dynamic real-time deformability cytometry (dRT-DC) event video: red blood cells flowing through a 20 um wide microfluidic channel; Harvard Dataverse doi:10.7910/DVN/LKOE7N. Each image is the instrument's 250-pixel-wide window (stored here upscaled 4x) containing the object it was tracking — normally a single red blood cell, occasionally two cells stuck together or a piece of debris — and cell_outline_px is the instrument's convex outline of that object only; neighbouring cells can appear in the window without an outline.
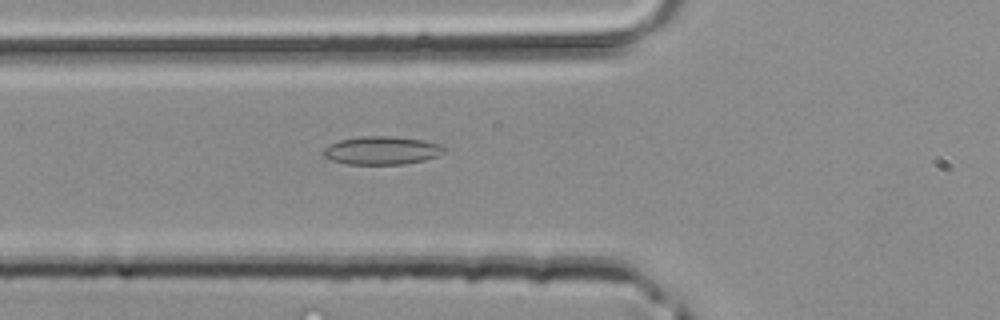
{"species": "common noctule bat (a hibernating species)", "species_latin": "Nyctalus noctula", "temperature_condition": "room temperature", "stored_images_in_passage": 32, "camera_frame_rate_fps": 3000, "um_per_image_px": 0.085, "animal": {"sex": "male", "body_mass_g": 20.4}, "frame": {"image": 1, "passage_image": 4, "time_ms": 1.0, "image_size_px": [1000, 320], "cell_outline_px": [[444, 152], [436, 156], [424, 160], [404, 164], [348, 164], [332, 160], [324, 156], [324, 148], [340, 140], [364, 136], [388, 136], [424, 140], [440, 144], [444, 148]], "centroid_in_image_um": [32.47, 12.79], "position_along_channel_um": 93.3, "area_um2": 19.54}}
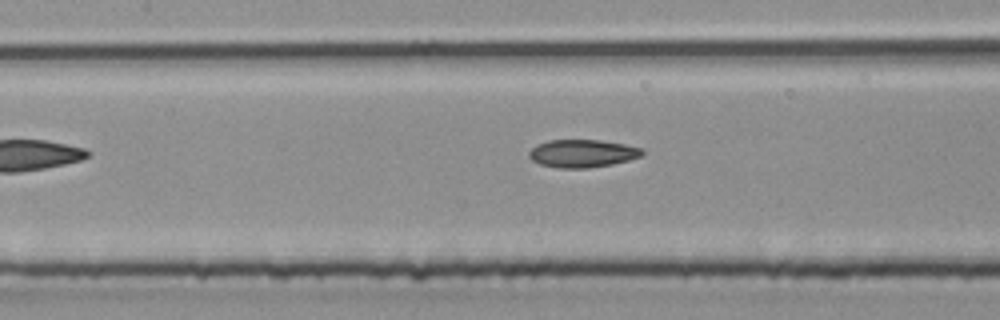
{"frame": {"image": 2, "passage_image": 8, "time_ms": 2.333, "image_size_px": [1000, 320], "cell_outline_px": [[644, 152], [640, 156], [628, 160], [612, 164], [588, 168], [556, 168], [540, 164], [532, 160], [528, 156], [528, 152], [536, 144], [548, 140], [600, 140], [624, 144], [640, 148]], "centroid_in_image_um": [49.45, 13.04], "position_along_channel_um": 158.0, "area_um2": 18.32}}
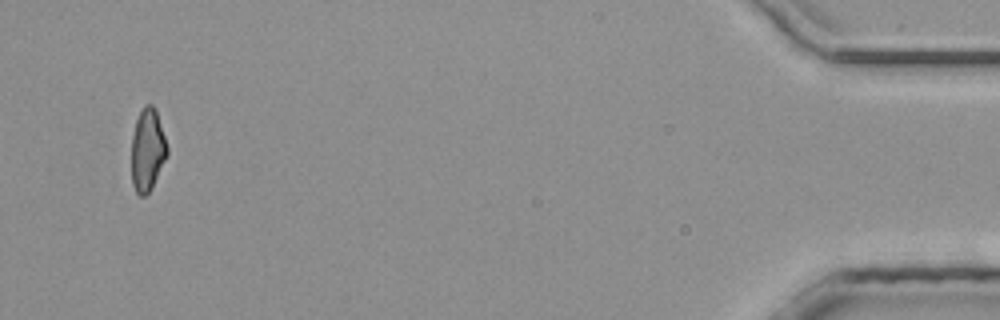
{"frame": {"image": 3, "passage_image": 30, "time_ms": 9.667, "image_size_px": [1000, 320], "cell_outline_px": [[168, 156], [152, 188], [144, 196], [140, 196], [136, 192], [132, 184], [132, 136], [136, 120], [144, 104], [152, 104], [156, 108], [168, 148]], "centroid_in_image_um": [12.55, 12.74], "position_along_channel_um": 422.6, "area_um2": 17.34}}